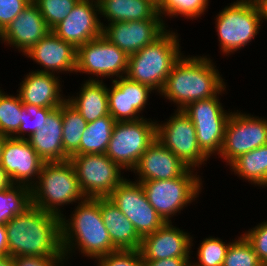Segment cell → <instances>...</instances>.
<instances>
[{
    "instance_id": "cell-1",
    "label": "cell",
    "mask_w": 267,
    "mask_h": 266,
    "mask_svg": "<svg viewBox=\"0 0 267 266\" xmlns=\"http://www.w3.org/2000/svg\"><path fill=\"white\" fill-rule=\"evenodd\" d=\"M184 54L174 63L158 94L166 99L165 102L174 104L175 110H183L194 101L215 97L225 86L228 87L214 58L207 54Z\"/></svg>"
},
{
    "instance_id": "cell-2",
    "label": "cell",
    "mask_w": 267,
    "mask_h": 266,
    "mask_svg": "<svg viewBox=\"0 0 267 266\" xmlns=\"http://www.w3.org/2000/svg\"><path fill=\"white\" fill-rule=\"evenodd\" d=\"M73 209L70 215L66 216L65 212L61 217V244L66 266L78 253L94 261L117 251L102 219L100 197L86 198Z\"/></svg>"
},
{
    "instance_id": "cell-3",
    "label": "cell",
    "mask_w": 267,
    "mask_h": 266,
    "mask_svg": "<svg viewBox=\"0 0 267 266\" xmlns=\"http://www.w3.org/2000/svg\"><path fill=\"white\" fill-rule=\"evenodd\" d=\"M5 227L9 256L64 257L60 217L31 204Z\"/></svg>"
},
{
    "instance_id": "cell-4",
    "label": "cell",
    "mask_w": 267,
    "mask_h": 266,
    "mask_svg": "<svg viewBox=\"0 0 267 266\" xmlns=\"http://www.w3.org/2000/svg\"><path fill=\"white\" fill-rule=\"evenodd\" d=\"M177 30L167 29L153 43L128 57L126 76L135 82L149 86L158 95L166 79L181 57V37Z\"/></svg>"
},
{
    "instance_id": "cell-5",
    "label": "cell",
    "mask_w": 267,
    "mask_h": 266,
    "mask_svg": "<svg viewBox=\"0 0 267 266\" xmlns=\"http://www.w3.org/2000/svg\"><path fill=\"white\" fill-rule=\"evenodd\" d=\"M84 199L86 197L69 160L43 163L38 179L31 187V204L61 218L64 206L66 208Z\"/></svg>"
},
{
    "instance_id": "cell-6",
    "label": "cell",
    "mask_w": 267,
    "mask_h": 266,
    "mask_svg": "<svg viewBox=\"0 0 267 266\" xmlns=\"http://www.w3.org/2000/svg\"><path fill=\"white\" fill-rule=\"evenodd\" d=\"M214 20L219 50L225 57L239 53L255 41L263 26L253 0H233L217 13Z\"/></svg>"
},
{
    "instance_id": "cell-7",
    "label": "cell",
    "mask_w": 267,
    "mask_h": 266,
    "mask_svg": "<svg viewBox=\"0 0 267 266\" xmlns=\"http://www.w3.org/2000/svg\"><path fill=\"white\" fill-rule=\"evenodd\" d=\"M202 178L200 172L189 168L182 176L177 178L149 180L140 184L150 205L166 223H173L172 220L176 215H180L181 211L192 203L198 202L197 200L202 190H204V180Z\"/></svg>"
},
{
    "instance_id": "cell-8",
    "label": "cell",
    "mask_w": 267,
    "mask_h": 266,
    "mask_svg": "<svg viewBox=\"0 0 267 266\" xmlns=\"http://www.w3.org/2000/svg\"><path fill=\"white\" fill-rule=\"evenodd\" d=\"M227 89L225 86L215 97L194 101L183 109L195 126L199 147L210 159H216L222 149L226 124L233 111L223 108L226 106L221 102L220 96L228 93Z\"/></svg>"
},
{
    "instance_id": "cell-9",
    "label": "cell",
    "mask_w": 267,
    "mask_h": 266,
    "mask_svg": "<svg viewBox=\"0 0 267 266\" xmlns=\"http://www.w3.org/2000/svg\"><path fill=\"white\" fill-rule=\"evenodd\" d=\"M155 139L156 119L116 122L105 154L126 173L131 172Z\"/></svg>"
},
{
    "instance_id": "cell-10",
    "label": "cell",
    "mask_w": 267,
    "mask_h": 266,
    "mask_svg": "<svg viewBox=\"0 0 267 266\" xmlns=\"http://www.w3.org/2000/svg\"><path fill=\"white\" fill-rule=\"evenodd\" d=\"M128 57L102 35L77 48L75 74H86L89 78L83 80L88 81H113L126 76Z\"/></svg>"
},
{
    "instance_id": "cell-11",
    "label": "cell",
    "mask_w": 267,
    "mask_h": 266,
    "mask_svg": "<svg viewBox=\"0 0 267 266\" xmlns=\"http://www.w3.org/2000/svg\"><path fill=\"white\" fill-rule=\"evenodd\" d=\"M168 118V119H167ZM164 121L156 120V139L187 167L201 170L210 158L197 142L195 126L183 110H175Z\"/></svg>"
},
{
    "instance_id": "cell-12",
    "label": "cell",
    "mask_w": 267,
    "mask_h": 266,
    "mask_svg": "<svg viewBox=\"0 0 267 266\" xmlns=\"http://www.w3.org/2000/svg\"><path fill=\"white\" fill-rule=\"evenodd\" d=\"M243 112L240 108L232 111L226 124L222 149L216 157L226 162V167L240 155L267 145L266 116Z\"/></svg>"
},
{
    "instance_id": "cell-13",
    "label": "cell",
    "mask_w": 267,
    "mask_h": 266,
    "mask_svg": "<svg viewBox=\"0 0 267 266\" xmlns=\"http://www.w3.org/2000/svg\"><path fill=\"white\" fill-rule=\"evenodd\" d=\"M69 161L86 198L108 197L126 178L124 170L106 154L73 155Z\"/></svg>"
},
{
    "instance_id": "cell-14",
    "label": "cell",
    "mask_w": 267,
    "mask_h": 266,
    "mask_svg": "<svg viewBox=\"0 0 267 266\" xmlns=\"http://www.w3.org/2000/svg\"><path fill=\"white\" fill-rule=\"evenodd\" d=\"M108 198L132 222L141 238L166 223L150 205L140 182L132 181L127 175Z\"/></svg>"
},
{
    "instance_id": "cell-15",
    "label": "cell",
    "mask_w": 267,
    "mask_h": 266,
    "mask_svg": "<svg viewBox=\"0 0 267 266\" xmlns=\"http://www.w3.org/2000/svg\"><path fill=\"white\" fill-rule=\"evenodd\" d=\"M108 87L109 115L116 122L137 121L144 117L150 95L156 92L149 86L130 80L127 76L111 81Z\"/></svg>"
},
{
    "instance_id": "cell-16",
    "label": "cell",
    "mask_w": 267,
    "mask_h": 266,
    "mask_svg": "<svg viewBox=\"0 0 267 266\" xmlns=\"http://www.w3.org/2000/svg\"><path fill=\"white\" fill-rule=\"evenodd\" d=\"M174 222L165 223L154 233L144 236L139 251L143 261L167 258H195L193 255L194 237Z\"/></svg>"
},
{
    "instance_id": "cell-17",
    "label": "cell",
    "mask_w": 267,
    "mask_h": 266,
    "mask_svg": "<svg viewBox=\"0 0 267 266\" xmlns=\"http://www.w3.org/2000/svg\"><path fill=\"white\" fill-rule=\"evenodd\" d=\"M98 0H79L72 11L52 31L76 49L102 36Z\"/></svg>"
},
{
    "instance_id": "cell-18",
    "label": "cell",
    "mask_w": 267,
    "mask_h": 266,
    "mask_svg": "<svg viewBox=\"0 0 267 266\" xmlns=\"http://www.w3.org/2000/svg\"><path fill=\"white\" fill-rule=\"evenodd\" d=\"M44 162L27 139L5 138L0 165L12 184L31 188L36 183Z\"/></svg>"
},
{
    "instance_id": "cell-19",
    "label": "cell",
    "mask_w": 267,
    "mask_h": 266,
    "mask_svg": "<svg viewBox=\"0 0 267 266\" xmlns=\"http://www.w3.org/2000/svg\"><path fill=\"white\" fill-rule=\"evenodd\" d=\"M168 28L163 20H136L108 23L102 35L128 56L153 43Z\"/></svg>"
},
{
    "instance_id": "cell-20",
    "label": "cell",
    "mask_w": 267,
    "mask_h": 266,
    "mask_svg": "<svg viewBox=\"0 0 267 266\" xmlns=\"http://www.w3.org/2000/svg\"><path fill=\"white\" fill-rule=\"evenodd\" d=\"M23 56L39 65L38 72L74 74L76 70L77 49L59 38L52 30Z\"/></svg>"
},
{
    "instance_id": "cell-21",
    "label": "cell",
    "mask_w": 267,
    "mask_h": 266,
    "mask_svg": "<svg viewBox=\"0 0 267 266\" xmlns=\"http://www.w3.org/2000/svg\"><path fill=\"white\" fill-rule=\"evenodd\" d=\"M51 29L37 6L31 2L1 33L0 43L15 48L23 56Z\"/></svg>"
},
{
    "instance_id": "cell-22",
    "label": "cell",
    "mask_w": 267,
    "mask_h": 266,
    "mask_svg": "<svg viewBox=\"0 0 267 266\" xmlns=\"http://www.w3.org/2000/svg\"><path fill=\"white\" fill-rule=\"evenodd\" d=\"M22 79L16 93L19 94L23 104L58 108L67 100L62 90L64 89L62 76L31 69Z\"/></svg>"
},
{
    "instance_id": "cell-23",
    "label": "cell",
    "mask_w": 267,
    "mask_h": 266,
    "mask_svg": "<svg viewBox=\"0 0 267 266\" xmlns=\"http://www.w3.org/2000/svg\"><path fill=\"white\" fill-rule=\"evenodd\" d=\"M187 167L173 152L157 139L141 155L136 167L131 171L137 182L168 180L182 176Z\"/></svg>"
},
{
    "instance_id": "cell-24",
    "label": "cell",
    "mask_w": 267,
    "mask_h": 266,
    "mask_svg": "<svg viewBox=\"0 0 267 266\" xmlns=\"http://www.w3.org/2000/svg\"><path fill=\"white\" fill-rule=\"evenodd\" d=\"M62 105L55 108L48 116L41 130L27 138L36 153L45 161H67L69 156L64 152Z\"/></svg>"
},
{
    "instance_id": "cell-25",
    "label": "cell",
    "mask_w": 267,
    "mask_h": 266,
    "mask_svg": "<svg viewBox=\"0 0 267 266\" xmlns=\"http://www.w3.org/2000/svg\"><path fill=\"white\" fill-rule=\"evenodd\" d=\"M100 212L112 245L117 250H139L142 238L132 222L108 197H100Z\"/></svg>"
},
{
    "instance_id": "cell-26",
    "label": "cell",
    "mask_w": 267,
    "mask_h": 266,
    "mask_svg": "<svg viewBox=\"0 0 267 266\" xmlns=\"http://www.w3.org/2000/svg\"><path fill=\"white\" fill-rule=\"evenodd\" d=\"M79 91L67 96V101L87 123L109 115L108 86L105 81L84 80Z\"/></svg>"
},
{
    "instance_id": "cell-27",
    "label": "cell",
    "mask_w": 267,
    "mask_h": 266,
    "mask_svg": "<svg viewBox=\"0 0 267 266\" xmlns=\"http://www.w3.org/2000/svg\"><path fill=\"white\" fill-rule=\"evenodd\" d=\"M98 2L102 27L106 23L123 21L162 20L157 6L150 0H98Z\"/></svg>"
},
{
    "instance_id": "cell-28",
    "label": "cell",
    "mask_w": 267,
    "mask_h": 266,
    "mask_svg": "<svg viewBox=\"0 0 267 266\" xmlns=\"http://www.w3.org/2000/svg\"><path fill=\"white\" fill-rule=\"evenodd\" d=\"M229 169L239 179L254 187H267V145L260 146L240 155L230 165Z\"/></svg>"
},
{
    "instance_id": "cell-29",
    "label": "cell",
    "mask_w": 267,
    "mask_h": 266,
    "mask_svg": "<svg viewBox=\"0 0 267 266\" xmlns=\"http://www.w3.org/2000/svg\"><path fill=\"white\" fill-rule=\"evenodd\" d=\"M115 123L110 115L89 122L80 141V155L105 154Z\"/></svg>"
},
{
    "instance_id": "cell-30",
    "label": "cell",
    "mask_w": 267,
    "mask_h": 266,
    "mask_svg": "<svg viewBox=\"0 0 267 266\" xmlns=\"http://www.w3.org/2000/svg\"><path fill=\"white\" fill-rule=\"evenodd\" d=\"M62 120L64 152L69 157L80 155V141L88 123L67 100L62 104Z\"/></svg>"
},
{
    "instance_id": "cell-31",
    "label": "cell",
    "mask_w": 267,
    "mask_h": 266,
    "mask_svg": "<svg viewBox=\"0 0 267 266\" xmlns=\"http://www.w3.org/2000/svg\"><path fill=\"white\" fill-rule=\"evenodd\" d=\"M209 3H211L210 0H161L157 11L165 26L170 28L167 23L168 18H171L170 21L180 17H184L187 21L202 19L200 17L208 12Z\"/></svg>"
},
{
    "instance_id": "cell-32",
    "label": "cell",
    "mask_w": 267,
    "mask_h": 266,
    "mask_svg": "<svg viewBox=\"0 0 267 266\" xmlns=\"http://www.w3.org/2000/svg\"><path fill=\"white\" fill-rule=\"evenodd\" d=\"M31 205V188L12 184L0 191V224L5 225L14 216Z\"/></svg>"
},
{
    "instance_id": "cell-33",
    "label": "cell",
    "mask_w": 267,
    "mask_h": 266,
    "mask_svg": "<svg viewBox=\"0 0 267 266\" xmlns=\"http://www.w3.org/2000/svg\"><path fill=\"white\" fill-rule=\"evenodd\" d=\"M0 87V134L13 137L19 130L23 115V105L19 94H7Z\"/></svg>"
},
{
    "instance_id": "cell-34",
    "label": "cell",
    "mask_w": 267,
    "mask_h": 266,
    "mask_svg": "<svg viewBox=\"0 0 267 266\" xmlns=\"http://www.w3.org/2000/svg\"><path fill=\"white\" fill-rule=\"evenodd\" d=\"M234 239L227 243L220 237L207 236L198 244L197 260H192L191 266H222L228 247Z\"/></svg>"
},
{
    "instance_id": "cell-35",
    "label": "cell",
    "mask_w": 267,
    "mask_h": 266,
    "mask_svg": "<svg viewBox=\"0 0 267 266\" xmlns=\"http://www.w3.org/2000/svg\"><path fill=\"white\" fill-rule=\"evenodd\" d=\"M230 243L222 266H264L243 234Z\"/></svg>"
},
{
    "instance_id": "cell-36",
    "label": "cell",
    "mask_w": 267,
    "mask_h": 266,
    "mask_svg": "<svg viewBox=\"0 0 267 266\" xmlns=\"http://www.w3.org/2000/svg\"><path fill=\"white\" fill-rule=\"evenodd\" d=\"M54 109L23 104L21 107V114L23 115L21 125L13 138L27 139L37 130H41V127L45 125L47 116Z\"/></svg>"
},
{
    "instance_id": "cell-37",
    "label": "cell",
    "mask_w": 267,
    "mask_h": 266,
    "mask_svg": "<svg viewBox=\"0 0 267 266\" xmlns=\"http://www.w3.org/2000/svg\"><path fill=\"white\" fill-rule=\"evenodd\" d=\"M79 0H32L52 30L72 11Z\"/></svg>"
},
{
    "instance_id": "cell-38",
    "label": "cell",
    "mask_w": 267,
    "mask_h": 266,
    "mask_svg": "<svg viewBox=\"0 0 267 266\" xmlns=\"http://www.w3.org/2000/svg\"><path fill=\"white\" fill-rule=\"evenodd\" d=\"M96 266H143L139 250H117L94 260Z\"/></svg>"
},
{
    "instance_id": "cell-39",
    "label": "cell",
    "mask_w": 267,
    "mask_h": 266,
    "mask_svg": "<svg viewBox=\"0 0 267 266\" xmlns=\"http://www.w3.org/2000/svg\"><path fill=\"white\" fill-rule=\"evenodd\" d=\"M241 233L252 244L263 265L267 266V220Z\"/></svg>"
},
{
    "instance_id": "cell-40",
    "label": "cell",
    "mask_w": 267,
    "mask_h": 266,
    "mask_svg": "<svg viewBox=\"0 0 267 266\" xmlns=\"http://www.w3.org/2000/svg\"><path fill=\"white\" fill-rule=\"evenodd\" d=\"M32 2V0H0V33Z\"/></svg>"
},
{
    "instance_id": "cell-41",
    "label": "cell",
    "mask_w": 267,
    "mask_h": 266,
    "mask_svg": "<svg viewBox=\"0 0 267 266\" xmlns=\"http://www.w3.org/2000/svg\"><path fill=\"white\" fill-rule=\"evenodd\" d=\"M14 266H65L64 257L19 256L13 258Z\"/></svg>"
},
{
    "instance_id": "cell-42",
    "label": "cell",
    "mask_w": 267,
    "mask_h": 266,
    "mask_svg": "<svg viewBox=\"0 0 267 266\" xmlns=\"http://www.w3.org/2000/svg\"><path fill=\"white\" fill-rule=\"evenodd\" d=\"M192 258H167L154 261H143V266H191Z\"/></svg>"
},
{
    "instance_id": "cell-43",
    "label": "cell",
    "mask_w": 267,
    "mask_h": 266,
    "mask_svg": "<svg viewBox=\"0 0 267 266\" xmlns=\"http://www.w3.org/2000/svg\"><path fill=\"white\" fill-rule=\"evenodd\" d=\"M9 256L7 230L5 225L0 224V257Z\"/></svg>"
},
{
    "instance_id": "cell-44",
    "label": "cell",
    "mask_w": 267,
    "mask_h": 266,
    "mask_svg": "<svg viewBox=\"0 0 267 266\" xmlns=\"http://www.w3.org/2000/svg\"><path fill=\"white\" fill-rule=\"evenodd\" d=\"M261 18L262 24L267 22V0H253Z\"/></svg>"
},
{
    "instance_id": "cell-45",
    "label": "cell",
    "mask_w": 267,
    "mask_h": 266,
    "mask_svg": "<svg viewBox=\"0 0 267 266\" xmlns=\"http://www.w3.org/2000/svg\"><path fill=\"white\" fill-rule=\"evenodd\" d=\"M12 185L9 176L0 165V191L4 190Z\"/></svg>"
},
{
    "instance_id": "cell-46",
    "label": "cell",
    "mask_w": 267,
    "mask_h": 266,
    "mask_svg": "<svg viewBox=\"0 0 267 266\" xmlns=\"http://www.w3.org/2000/svg\"><path fill=\"white\" fill-rule=\"evenodd\" d=\"M0 266H14L13 257L11 256L0 257Z\"/></svg>"
},
{
    "instance_id": "cell-47",
    "label": "cell",
    "mask_w": 267,
    "mask_h": 266,
    "mask_svg": "<svg viewBox=\"0 0 267 266\" xmlns=\"http://www.w3.org/2000/svg\"><path fill=\"white\" fill-rule=\"evenodd\" d=\"M5 138H6V136H3L0 134V164H1V159H2V151H3Z\"/></svg>"
},
{
    "instance_id": "cell-48",
    "label": "cell",
    "mask_w": 267,
    "mask_h": 266,
    "mask_svg": "<svg viewBox=\"0 0 267 266\" xmlns=\"http://www.w3.org/2000/svg\"><path fill=\"white\" fill-rule=\"evenodd\" d=\"M153 4H155L156 6H158L161 2V0H150Z\"/></svg>"
}]
</instances>
